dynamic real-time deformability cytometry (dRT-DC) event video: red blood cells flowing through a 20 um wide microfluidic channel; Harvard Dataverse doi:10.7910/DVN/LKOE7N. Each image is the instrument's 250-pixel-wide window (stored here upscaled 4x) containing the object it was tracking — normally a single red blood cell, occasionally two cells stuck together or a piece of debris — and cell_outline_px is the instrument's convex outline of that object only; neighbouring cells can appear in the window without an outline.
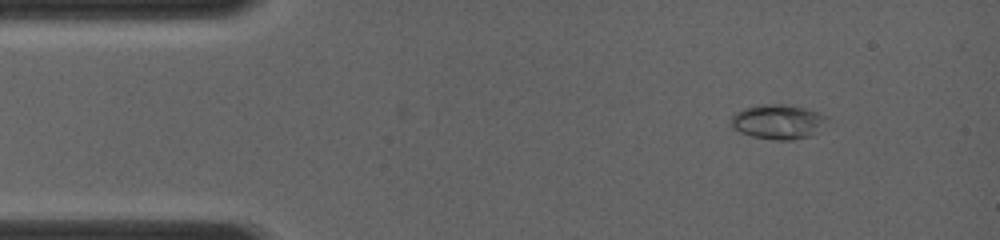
{"species": "common noctule bat (a hibernating species)", "species_latin": "Nyctalus noctula", "temperature_condition": "room temperature", "stored_images_in_passage": 11, "camera_frame_rate_fps": 4000, "um_per_image_px": 0.085, "animal": {"sex": "female", "body_mass_g": 19.0, "forearm_length_mm": 56.7}, "frame": {"image": 1, "passage_image": 2, "time_ms": 0.75, "image_size_px": [1000, 240], "cell_outline_px": [[828, 116], [808, 136], [792, 140], [772, 140], [752, 136], [740, 132], [732, 128], [728, 124], [732, 116], [736, 112], [744, 108], [760, 104], [788, 104], [804, 108]], "centroid_in_image_um": [65.99, 10.33], "position_along_channel_um": 19.0, "area_um2": 19.02}}
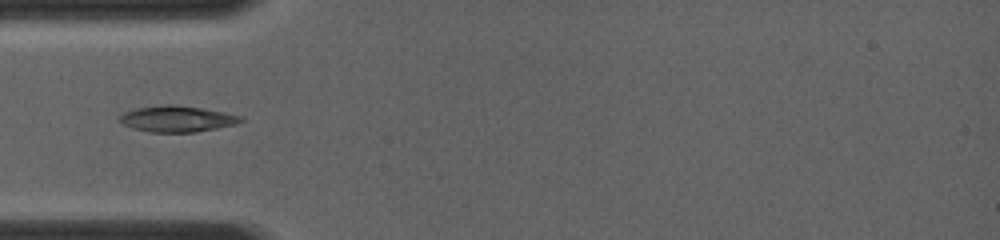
{"frame": {"image": 2, "passage_image": 7, "time_ms": 3.5, "image_size_px": [1000, 240], "cell_outline_px": [[244, 120], [236, 124], [196, 132], [148, 132], [132, 128], [116, 120], [124, 112], [136, 108], [168, 104], [200, 108], [224, 112], [240, 116]], "centroid_in_image_um": [15.01, 10.11], "position_along_channel_um": 70.0, "area_um2": 18.26}}
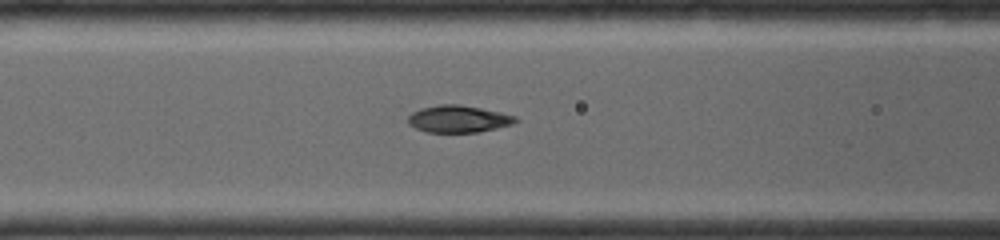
{"frame": {"image": 3, "passage_image": 10, "time_ms": 4.75, "image_size_px": [1000, 240], "cell_outline_px": [[520, 120], [512, 124], [496, 128], [476, 132], [428, 132], [416, 128], [408, 124], [408, 116], [412, 112], [420, 108], [440, 104], [460, 104], [500, 112], [516, 116]], "centroid_in_image_um": [38.96, 10.1], "position_along_channel_um": 127.6, "area_um2": 16.94}}